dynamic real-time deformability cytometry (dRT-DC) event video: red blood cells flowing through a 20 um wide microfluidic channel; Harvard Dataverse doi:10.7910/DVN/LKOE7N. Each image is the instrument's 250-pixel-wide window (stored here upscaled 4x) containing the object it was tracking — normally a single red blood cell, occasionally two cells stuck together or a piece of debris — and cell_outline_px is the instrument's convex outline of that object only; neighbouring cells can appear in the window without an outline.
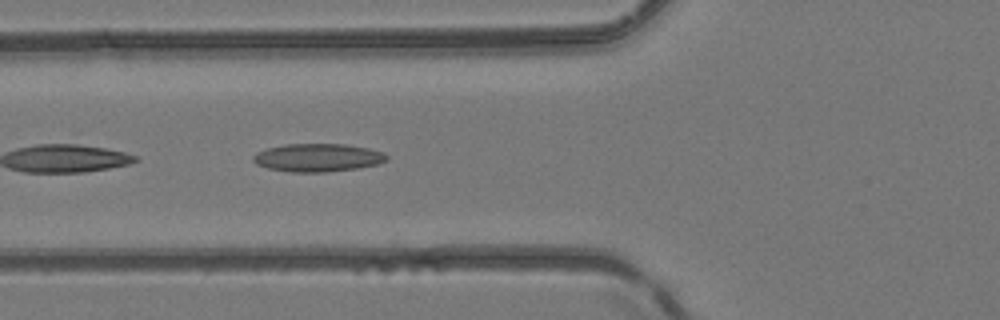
{"species": "common noctule bat (a hibernating species)", "species_latin": "Nyctalus noctula", "temperature_condition": "room temperature", "stored_images_in_passage": 16, "camera_frame_rate_fps": 3000, "um_per_image_px": 0.085, "animal": {"sex": "female", "body_mass_g": 24.6, "forearm_length_mm": 56.2}, "frame": {"image": 1, "passage_image": 9, "time_ms": 2.667, "image_size_px": [1000, 320], "cell_outline_px": [[388, 160], [376, 164], [356, 168], [324, 172], [288, 172], [268, 168], [256, 164], [252, 160], [252, 156], [256, 152], [268, 148], [284, 144], [344, 144], [368, 148], [384, 152], [388, 156]], "centroid_in_image_um": [26.98, 13.39], "position_along_channel_um": 98.8, "area_um2": 21.85}}
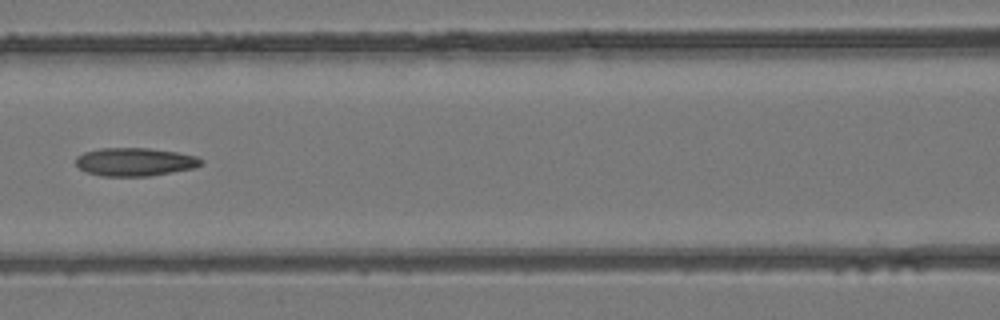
{"frame": {"image": 2, "passage_image": 13, "time_ms": 4.0, "image_size_px": [1000, 320], "cell_outline_px": [[204, 160], [200, 164], [192, 168], [148, 176], [100, 176], [88, 172], [80, 168], [76, 164], [76, 156], [84, 152], [100, 148], [148, 148], [176, 152], [196, 156]], "centroid_in_image_um": [11.43, 13.75], "position_along_channel_um": 155.2, "area_um2": 20.4}}